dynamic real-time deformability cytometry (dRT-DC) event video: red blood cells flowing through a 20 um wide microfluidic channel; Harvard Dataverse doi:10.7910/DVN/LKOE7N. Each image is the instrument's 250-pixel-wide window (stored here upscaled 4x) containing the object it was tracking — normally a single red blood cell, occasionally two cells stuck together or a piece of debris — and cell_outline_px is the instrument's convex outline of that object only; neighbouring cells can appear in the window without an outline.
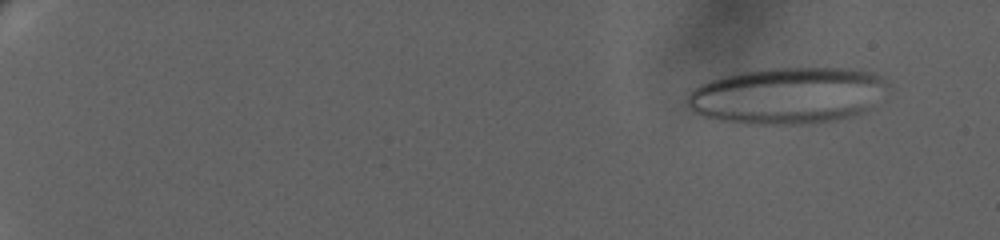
{"species": "human", "species_latin": "Homo sapiens", "temperature_condition": "warm", "stored_images_in_passage": 13, "camera_frame_rate_fps": 3000, "um_per_image_px": 0.085, "donor": {"sex": "female"}, "frame": {"image": 1, "passage_image": 4, "time_ms": 1.333, "image_size_px": [1000, 240], "cell_outline_px": [[888, 84], [872, 108], [864, 112], [836, 120], [812, 124], [748, 124], [720, 120], [704, 116], [692, 112], [688, 108], [688, 96], [700, 84], [724, 76], [764, 68], [860, 68], [872, 72], [880, 76]], "centroid_in_image_um": [66.98, 8.12], "position_along_channel_um": 18.0, "area_um2": 66.18}}